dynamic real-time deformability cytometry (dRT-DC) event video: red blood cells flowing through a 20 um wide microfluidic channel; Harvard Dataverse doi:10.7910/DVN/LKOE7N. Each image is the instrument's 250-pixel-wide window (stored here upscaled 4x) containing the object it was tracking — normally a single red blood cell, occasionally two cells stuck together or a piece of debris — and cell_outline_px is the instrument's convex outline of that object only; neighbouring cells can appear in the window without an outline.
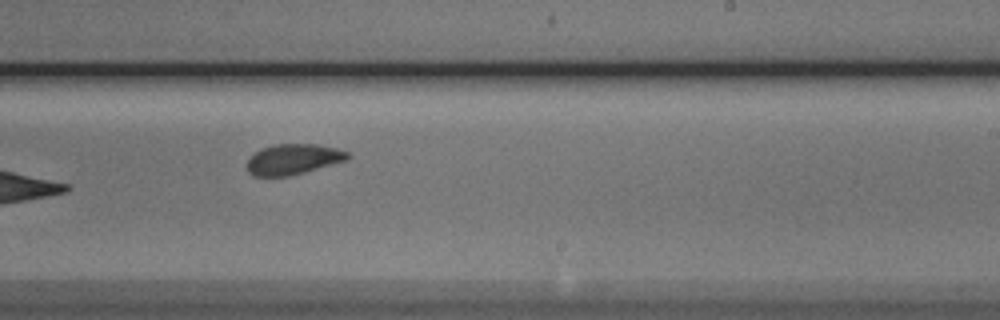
{"species": "Egyptian fruit bat (a non-hibernating species)", "species_latin": "Rousettus aegyptiacus", "temperature_condition": "cold", "stored_images_in_passage": 11, "camera_frame_rate_fps": 3000, "um_per_image_px": 0.085, "animal": {"sex": "male"}, "frame": {"image": 1, "passage_image": 10, "time_ms": 3.0, "image_size_px": [1000, 320], "cell_outline_px": [[352, 156], [348, 160], [304, 172], [288, 176], [252, 176], [248, 172], [248, 160], [260, 148], [276, 144], [320, 144], [336, 148], [348, 152]], "centroid_in_image_um": [24.96, 13.53], "position_along_channel_um": 264.0, "area_um2": 17.92}}
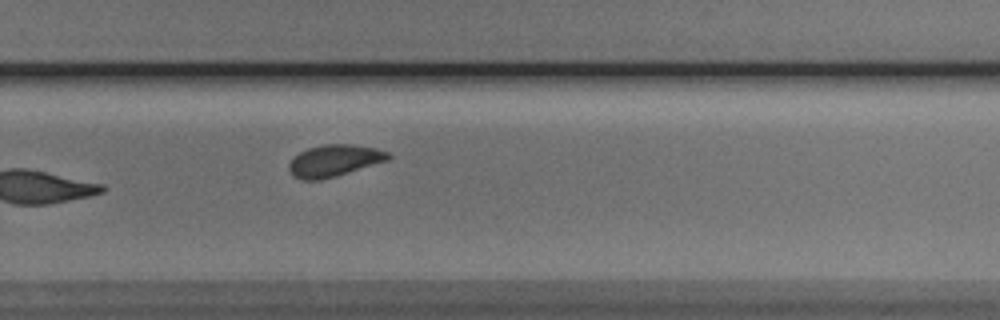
{"frame": {"image": 2, "passage_image": 11, "time_ms": 3.333, "image_size_px": [1000, 320], "cell_outline_px": [[392, 156], [388, 160], [336, 176], [320, 180], [304, 180], [292, 176], [288, 172], [288, 164], [300, 152], [308, 148], [324, 144], [352, 144], [376, 148], [388, 152]], "centroid_in_image_um": [28.39, 13.66], "position_along_channel_um": 301.4, "area_um2": 18.38}}